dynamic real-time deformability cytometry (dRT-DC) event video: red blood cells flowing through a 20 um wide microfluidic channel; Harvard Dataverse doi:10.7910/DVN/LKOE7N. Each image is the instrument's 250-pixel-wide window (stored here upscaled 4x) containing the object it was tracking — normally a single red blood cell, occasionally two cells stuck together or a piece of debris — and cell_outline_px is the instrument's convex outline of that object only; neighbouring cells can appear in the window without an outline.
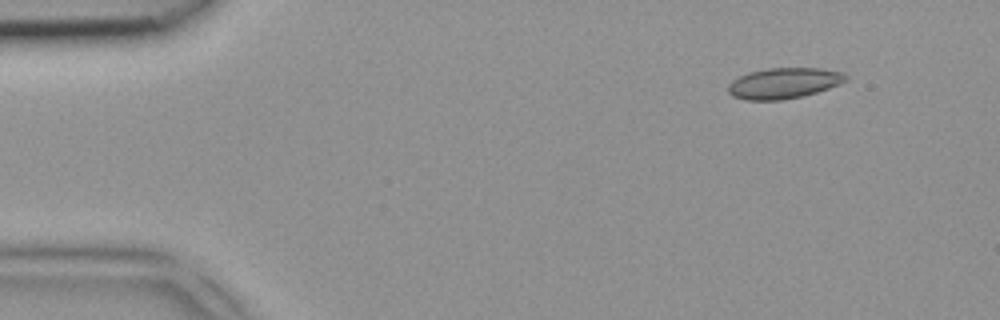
{"species": "common noctule bat (a hibernating species)", "species_latin": "Nyctalus noctula", "temperature_condition": "room temperature", "stored_images_in_passage": 5, "camera_frame_rate_fps": 3000, "um_per_image_px": 0.085, "animal": {"sex": "female", "body_mass_g": 18.4}, "frame": {"image": 1, "passage_image": 1, "time_ms": 0.0, "image_size_px": [1000, 320], "cell_outline_px": [[848, 80], [840, 84], [816, 92], [784, 100], [744, 100], [732, 96], [728, 92], [728, 84], [732, 80], [748, 72], [768, 68], [820, 68], [844, 72], [848, 76]], "centroid_in_image_um": [66.62, 7.06], "position_along_channel_um": 18.4, "area_um2": 21.21}}
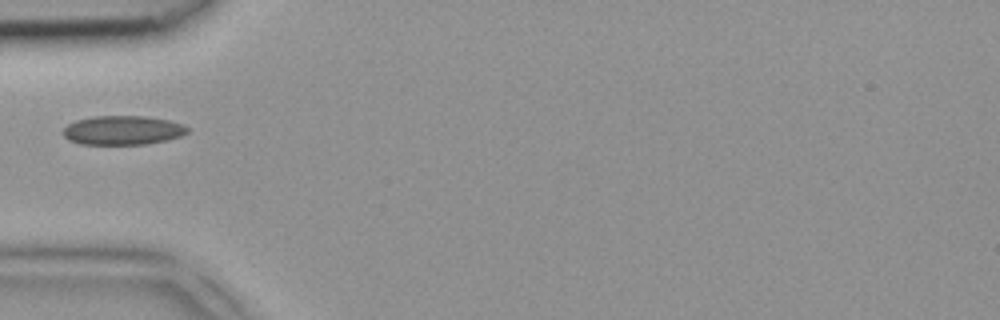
{"frame": {"image": 2, "passage_image": 4, "time_ms": 1.0, "image_size_px": [1000, 320], "cell_outline_px": [[188, 132], [180, 136], [168, 140], [148, 144], [80, 144], [68, 140], [60, 132], [68, 124], [76, 120], [92, 116], [144, 116], [168, 120], [184, 124], [188, 128]], "centroid_in_image_um": [10.41, 11.07], "position_along_channel_um": 74.6, "area_um2": 21.27}}